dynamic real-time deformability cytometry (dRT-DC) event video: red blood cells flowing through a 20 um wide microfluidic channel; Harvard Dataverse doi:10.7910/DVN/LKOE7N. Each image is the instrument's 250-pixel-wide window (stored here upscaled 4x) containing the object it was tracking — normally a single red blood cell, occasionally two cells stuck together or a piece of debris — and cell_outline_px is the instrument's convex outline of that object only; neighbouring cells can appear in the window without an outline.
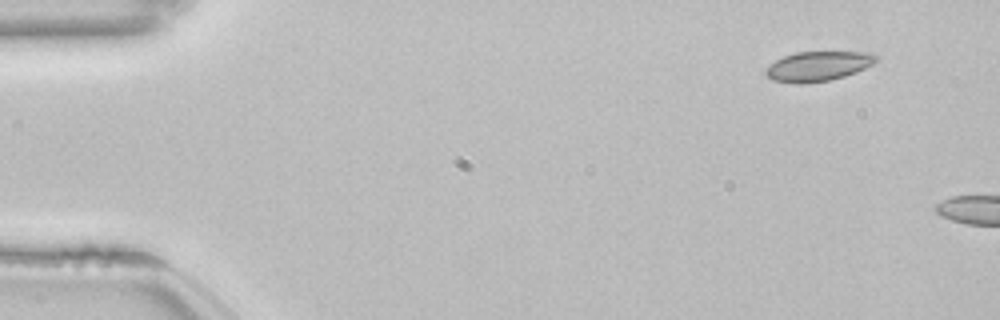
{"species": "common noctule bat (a hibernating species)", "species_latin": "Nyctalus noctula", "temperature_condition": "room temperature", "stored_images_in_passage": 5, "camera_frame_rate_fps": 3000, "um_per_image_px": 0.085, "animal": {"sex": "female", "body_mass_g": 22.7, "forearm_length_mm": 54.2}, "frame": {"image": 1, "passage_image": 1, "time_ms": 0.0, "image_size_px": [1000, 320], "cell_outline_px": [[876, 60], [872, 64], [856, 72], [832, 80], [804, 84], [792, 84], [772, 80], [764, 72], [764, 68], [776, 60], [784, 56], [796, 52], [872, 52], [876, 56]], "centroid_in_image_um": [69.48, 5.64], "position_along_channel_um": 15.5, "area_um2": 19.25}}